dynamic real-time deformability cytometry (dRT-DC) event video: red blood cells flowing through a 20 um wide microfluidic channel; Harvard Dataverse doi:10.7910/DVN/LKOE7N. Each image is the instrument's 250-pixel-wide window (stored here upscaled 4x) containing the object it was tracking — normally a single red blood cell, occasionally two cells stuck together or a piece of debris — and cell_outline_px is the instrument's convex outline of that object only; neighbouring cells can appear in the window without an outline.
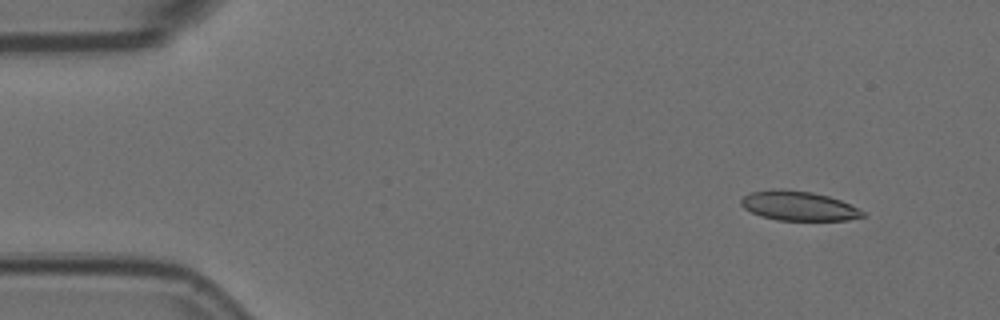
{"species": "Egyptian fruit bat (a non-hibernating species)", "species_latin": "Rousettus aegyptiacus", "temperature_condition": "room temperature", "stored_images_in_passage": 5, "camera_frame_rate_fps": 3000, "um_per_image_px": 0.085, "animal": {"sex": "female"}, "frame": {"image": 1, "passage_image": 2, "time_ms": 0.333, "image_size_px": [1000, 320], "cell_outline_px": [[864, 216], [848, 220], [776, 220], [760, 216], [744, 208], [740, 204], [740, 200], [744, 196], [752, 192], [772, 188], [784, 188], [812, 192], [828, 196], [840, 200], [864, 212]], "centroid_in_image_um": [67.82, 17.49], "position_along_channel_um": 17.2, "area_um2": 20.87}}
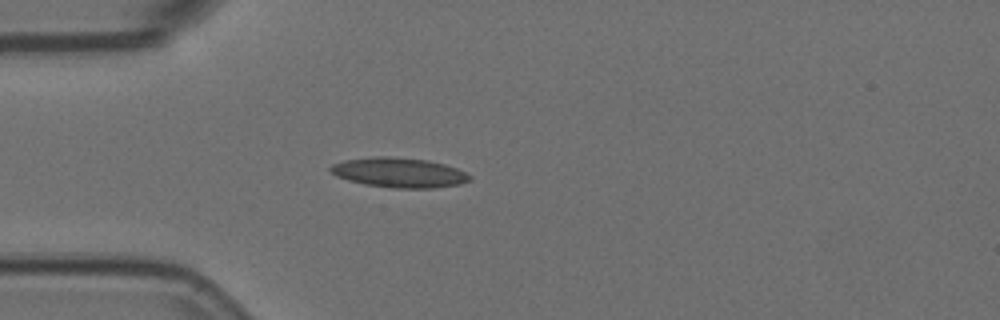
{"frame": {"image": 2, "passage_image": 4, "time_ms": 1.0, "image_size_px": [1000, 320], "cell_outline_px": [[472, 176], [468, 180], [460, 184], [432, 188], [392, 188], [364, 184], [348, 180], [336, 176], [328, 168], [332, 164], [344, 160], [376, 156], [388, 156], [428, 160], [444, 164], [456, 168]], "centroid_in_image_um": [33.89, 14.67], "position_along_channel_um": 51.1, "area_um2": 24.1}}